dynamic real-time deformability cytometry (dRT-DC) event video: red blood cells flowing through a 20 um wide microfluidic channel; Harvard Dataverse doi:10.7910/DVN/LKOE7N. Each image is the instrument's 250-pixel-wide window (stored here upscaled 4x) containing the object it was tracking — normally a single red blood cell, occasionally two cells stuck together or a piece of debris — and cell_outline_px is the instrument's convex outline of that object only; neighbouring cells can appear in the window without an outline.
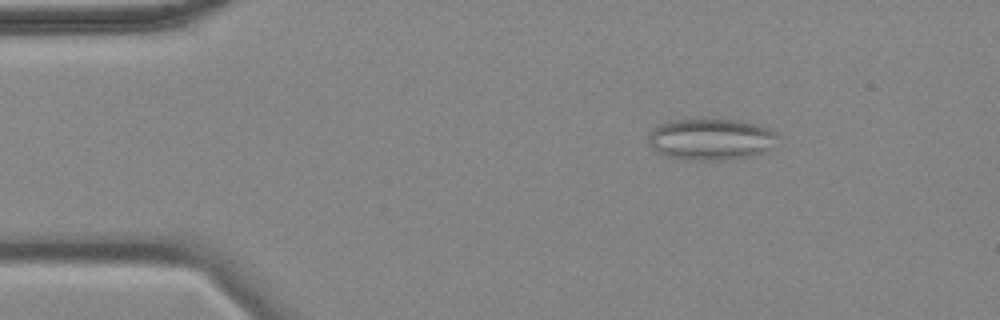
{"species": "common noctule bat (a hibernating species)", "species_latin": "Nyctalus noctula", "temperature_condition": "cold", "stored_images_in_passage": 56, "camera_frame_rate_fps": 3000, "um_per_image_px": 0.085, "animal": {"sex": "female", "body_mass_g": 18.4}, "frame": {"image": 1, "passage_image": 8, "time_ms": 2.333, "image_size_px": [1000, 320], "cell_outline_px": [[776, 136], [768, 152], [748, 156], [720, 160], [700, 160], [668, 156], [652, 148], [648, 144], [648, 136], [660, 124], [668, 120], [740, 120], [756, 124], [776, 132]], "centroid_in_image_um": [60.43, 11.83], "position_along_channel_um": 24.6, "area_um2": 30.63}}
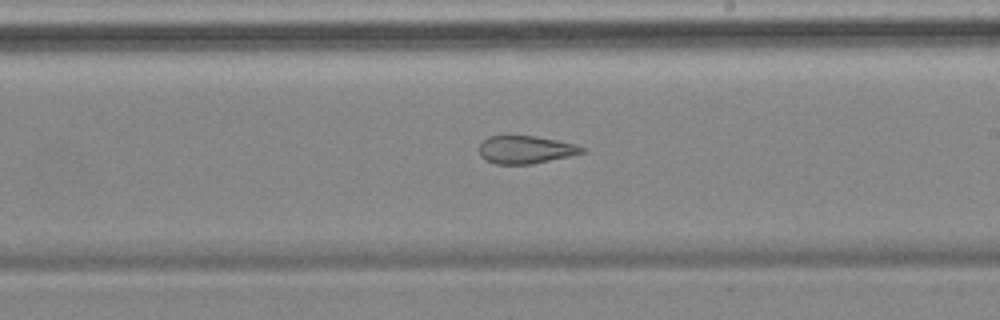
{"frame": {"image": 2, "passage_image": 32, "time_ms": 10.333, "image_size_px": [1000, 320], "cell_outline_px": [[588, 152], [532, 164], [496, 164], [484, 160], [480, 156], [480, 144], [488, 136], [532, 136], [556, 140], [588, 148]], "centroid_in_image_um": [44.69, 12.73], "position_along_channel_um": 244.3, "area_um2": 16.65}}
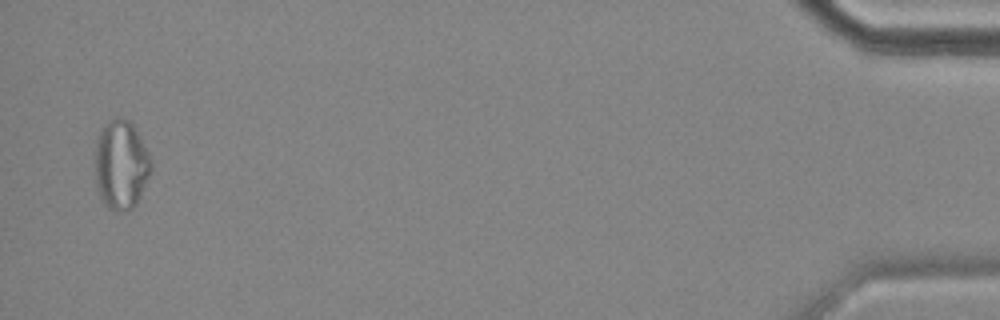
{"frame": {"image": 3, "passage_image": 55, "time_ms": 18.0, "image_size_px": [1000, 320], "cell_outline_px": [[152, 168], [140, 196], [136, 204], [132, 208], [116, 212], [108, 208], [100, 196], [96, 184], [96, 140], [100, 128], [108, 120], [120, 116], [128, 120], [132, 124], [148, 152], [152, 164]], "centroid_in_image_um": [10.28, 13.98], "position_along_channel_um": 424.9, "area_um2": 28.96}, "authors_computed_cell_mechanics": {"area_um2": 23.2645, "velocity_mm_per_s": 3.5082, "shape_relaxation_time_tau1_ms": null, "shape_relaxation_time_tau2_ms": 2.1063, "deformation_change_tau1": null, "deformation_change_tau2": 0.1043}}